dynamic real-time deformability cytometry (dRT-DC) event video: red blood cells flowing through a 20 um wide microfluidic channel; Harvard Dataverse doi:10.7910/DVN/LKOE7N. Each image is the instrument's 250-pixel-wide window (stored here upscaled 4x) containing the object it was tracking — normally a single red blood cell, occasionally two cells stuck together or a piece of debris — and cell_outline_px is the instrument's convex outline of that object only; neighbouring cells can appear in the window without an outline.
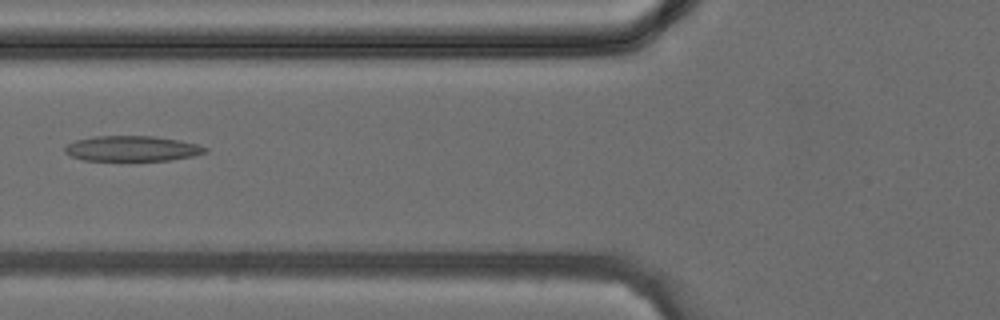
{"species": "common noctule bat (a hibernating species)", "species_latin": "Nyctalus noctula", "temperature_condition": "cold", "stored_images_in_passage": 39, "camera_frame_rate_fps": 3000, "um_per_image_px": 0.085, "animal": {"sex": "female", "body_mass_g": 24.6, "forearm_length_mm": 56.2}, "frame": {"image": 1, "passage_image": 14, "time_ms": 4.333, "image_size_px": [1000, 320], "cell_outline_px": [[208, 152], [196, 156], [172, 160], [84, 160], [72, 156], [64, 152], [64, 148], [68, 144], [76, 140], [96, 136], [152, 136], [200, 144], [208, 148]], "centroid_in_image_um": [11.29, 12.63], "position_along_channel_um": 114.5, "area_um2": 20.69}}
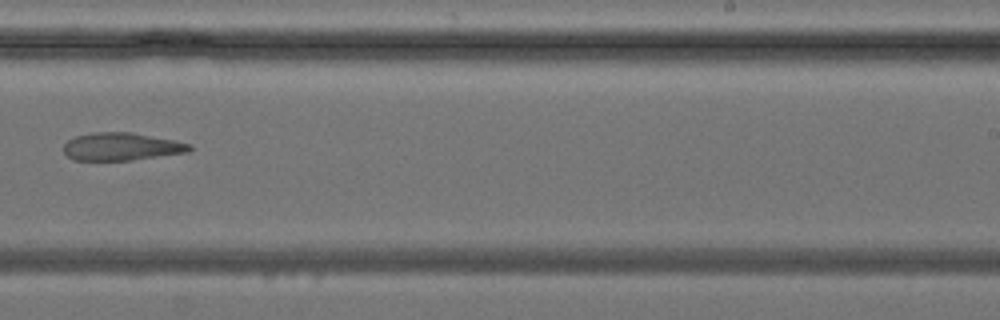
{"frame": {"image": 2, "passage_image": 24, "time_ms": 7.667, "image_size_px": [1000, 320], "cell_outline_px": [[192, 148], [188, 152], [132, 160], [72, 160], [64, 152], [64, 144], [68, 140], [76, 136], [92, 132], [132, 132], [192, 144]], "centroid_in_image_um": [10.31, 12.46], "position_along_channel_um": 278.7, "area_um2": 20.29}}
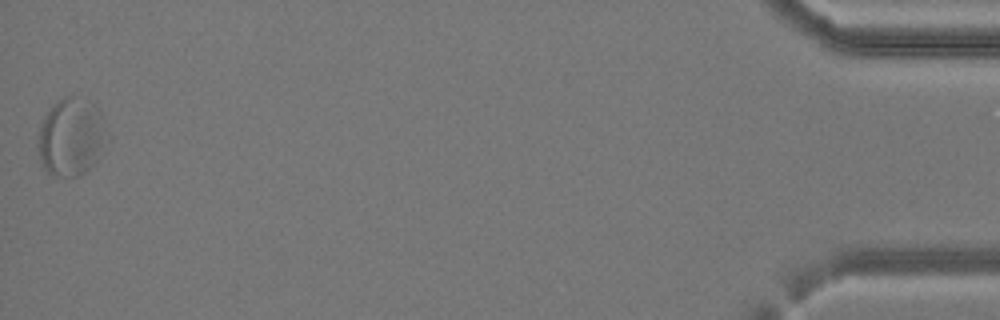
{"frame": {"image": 3, "passage_image": 39, "time_ms": 12.667, "image_size_px": [1000, 320], "cell_outline_px": [[104, 140], [96, 160], [80, 176], [60, 176], [48, 172], [44, 168], [40, 160], [36, 144], [40, 124], [44, 116], [64, 96], [72, 96], [96, 108], [100, 112], [104, 120]], "centroid_in_image_um": [5.97, 11.68], "position_along_channel_um": 429.2, "area_um2": 30.23}}